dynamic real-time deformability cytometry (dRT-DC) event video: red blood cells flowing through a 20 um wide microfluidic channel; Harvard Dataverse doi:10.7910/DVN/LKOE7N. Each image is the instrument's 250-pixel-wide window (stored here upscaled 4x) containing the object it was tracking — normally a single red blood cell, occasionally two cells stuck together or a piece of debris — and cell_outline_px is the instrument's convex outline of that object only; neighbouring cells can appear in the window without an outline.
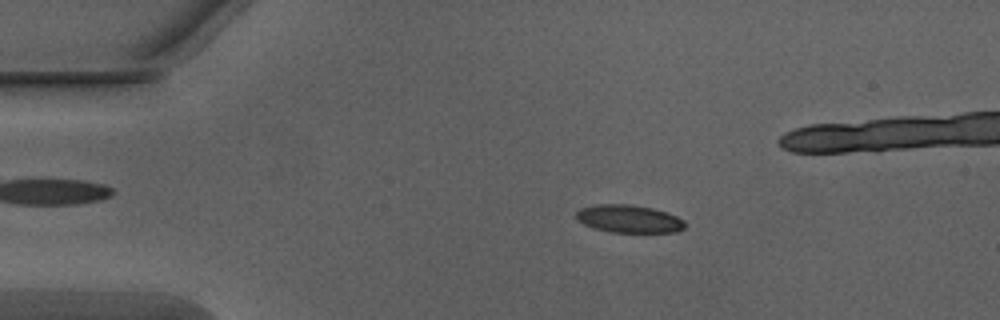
{"species": "Egyptian fruit bat (a non-hibernating species)", "species_latin": "Rousettus aegyptiacus", "temperature_condition": "warm", "stored_images_in_passage": 45, "camera_frame_rate_fps": 3000, "um_per_image_px": 0.085, "animal": {"sex": "male"}, "frame": {"image": 1, "passage_image": 10, "time_ms": 3.0, "image_size_px": [1000, 320], "cell_outline_px": [[688, 224], [684, 228], [676, 232], [612, 232], [596, 228], [584, 224], [576, 220], [576, 212], [580, 208], [596, 204], [632, 204], [652, 208], [676, 216], [684, 220]], "centroid_in_image_um": [53.46, 18.59], "position_along_channel_um": 31.5, "area_um2": 17.63}}
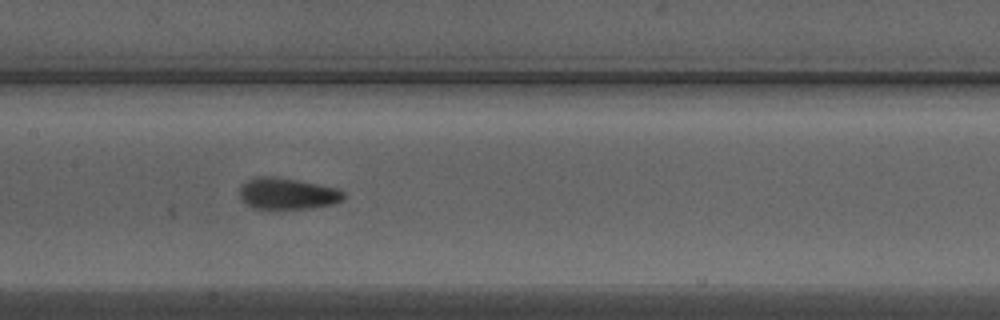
{"frame": {"image": 2, "passage_image": 25, "time_ms": 8.0, "image_size_px": [1000, 320], "cell_outline_px": [[348, 196], [344, 200], [332, 204], [308, 208], [252, 208], [240, 196], [240, 188], [248, 180], [256, 176], [276, 176], [336, 188], [344, 192]], "centroid_in_image_um": [24.47, 16.45], "position_along_channel_um": 182.9, "area_um2": 18.79}}
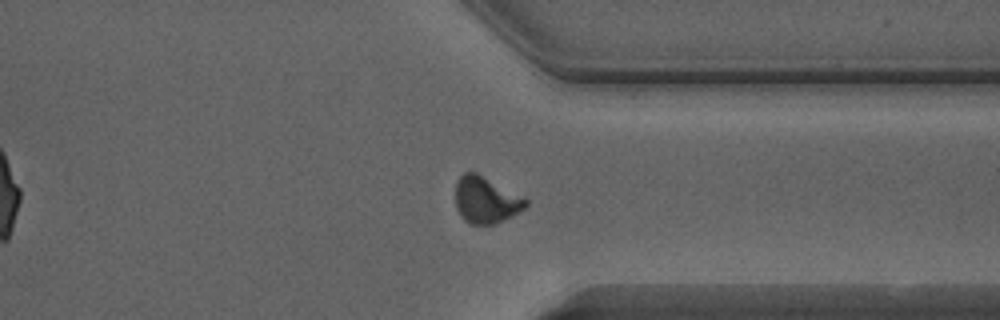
{"frame": {"image": 3, "passage_image": 39, "time_ms": 12.667, "image_size_px": [1000, 320], "cell_outline_px": [[528, 204], [524, 208], [504, 220], [492, 224], [468, 224], [460, 216], [456, 208], [456, 180], [464, 172], [476, 172], [524, 196], [528, 200]], "centroid_in_image_um": [41.29, 16.99], "position_along_channel_um": 370.1, "area_um2": 19.19}, "authors_computed_cell_mechanics": {"area_um2": 18.496, "velocity_mm_per_s": 4.0441, "shape_relaxation_time_tau1_ms": 5.8642, "shape_relaxation_time_tau2_ms": 1.4511, "deformation_change_tau1": 0.1755, "deformation_change_tau2": 0.0857}}